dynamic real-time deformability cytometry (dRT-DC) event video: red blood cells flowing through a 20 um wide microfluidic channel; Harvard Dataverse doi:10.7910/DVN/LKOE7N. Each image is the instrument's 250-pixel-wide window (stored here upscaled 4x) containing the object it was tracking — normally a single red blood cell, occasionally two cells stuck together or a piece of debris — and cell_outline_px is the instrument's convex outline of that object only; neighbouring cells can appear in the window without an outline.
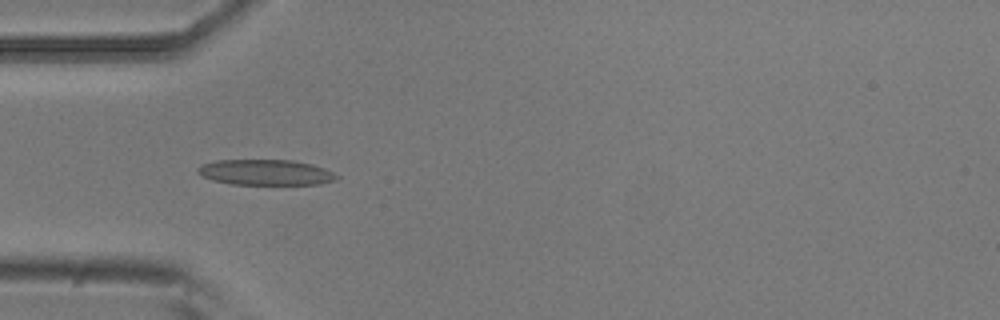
{"species": "common noctule bat (a hibernating species)", "species_latin": "Nyctalus noctula", "temperature_condition": "room temperature", "stored_images_in_passage": 6, "camera_frame_rate_fps": 3000, "um_per_image_px": 0.085, "animal": {"sex": "male", "body_mass_g": 20.5, "forearm_length_mm": 52.5}, "frame": {"image": 1, "passage_image": 4, "time_ms": 1.0, "image_size_px": [1000, 320], "cell_outline_px": [[340, 176], [336, 180], [320, 184], [232, 184], [212, 180], [196, 172], [196, 168], [204, 164], [216, 160], [292, 160], [312, 164], [324, 168]], "centroid_in_image_um": [22.59, 14.65], "position_along_channel_um": 62.4, "area_um2": 20.63}}
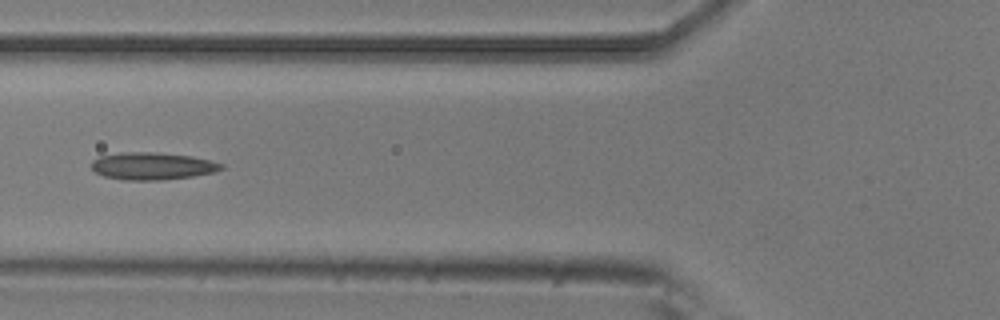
{"frame": {"image": 2, "passage_image": 5, "time_ms": 1.333, "image_size_px": [1000, 320], "cell_outline_px": [[224, 168], [212, 172], [192, 176], [160, 180], [124, 180], [104, 176], [96, 172], [92, 168], [92, 160], [100, 156], [120, 152], [156, 152], [192, 156], [224, 164]], "centroid_in_image_um": [12.93, 14.11], "position_along_channel_um": 112.9, "area_um2": 20.58}}
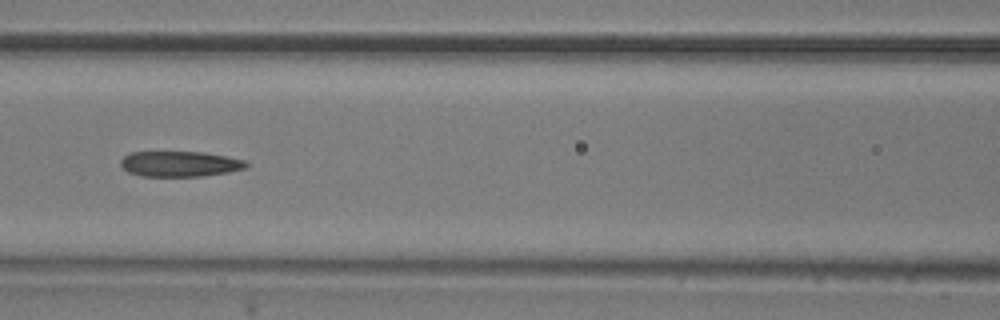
{"frame": {"image": 3, "passage_image": 6, "time_ms": 1.667, "image_size_px": [1000, 320], "cell_outline_px": [[248, 168], [228, 172], [204, 176], [144, 176], [128, 172], [120, 164], [120, 160], [124, 156], [132, 152], [204, 152], [228, 156], [244, 160], [248, 164]], "centroid_in_image_um": [15.32, 13.93], "position_along_channel_um": 151.3, "area_um2": 18.67}}